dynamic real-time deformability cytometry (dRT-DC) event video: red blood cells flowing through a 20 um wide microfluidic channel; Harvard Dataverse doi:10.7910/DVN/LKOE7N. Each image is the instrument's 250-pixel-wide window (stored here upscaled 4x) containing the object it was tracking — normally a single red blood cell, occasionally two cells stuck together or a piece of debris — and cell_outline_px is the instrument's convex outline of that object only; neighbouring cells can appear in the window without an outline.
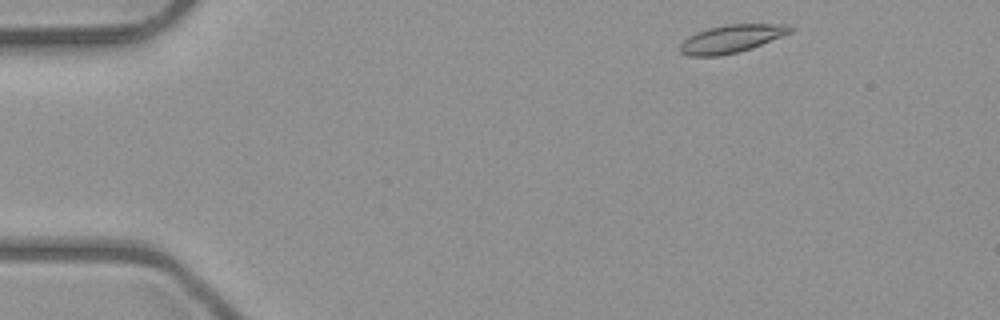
{"species": "common noctule bat (a hibernating species)", "species_latin": "Nyctalus noctula", "temperature_condition": "room temperature", "stored_images_in_passage": 14, "camera_frame_rate_fps": 3000, "um_per_image_px": 0.085, "animal": {"sex": "male", "body_mass_g": 23.1, "forearm_length_mm": 52.7}, "frame": {"image": 1, "passage_image": 2, "time_ms": 0.333, "image_size_px": [1000, 320], "cell_outline_px": [[796, 28], [792, 32], [752, 48], [720, 56], [688, 56], [680, 52], [680, 44], [688, 36], [696, 32], [708, 28], [724, 24], [788, 24]], "centroid_in_image_um": [62.18, 3.28], "position_along_channel_um": 22.8, "area_um2": 18.03}}
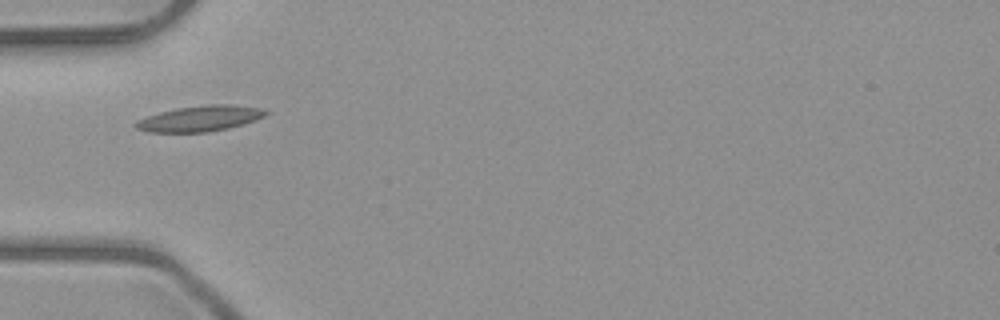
{"frame": {"image": 2, "passage_image": 12, "time_ms": 3.667, "image_size_px": [1000, 320], "cell_outline_px": [[268, 112], [264, 116], [256, 120], [228, 128], [208, 132], [148, 132], [136, 128], [132, 124], [136, 120], [160, 112], [176, 108], [208, 104], [228, 104], [264, 108]], "centroid_in_image_um": [16.99, 10.07], "position_along_channel_um": 68.0, "area_um2": 19.48}}